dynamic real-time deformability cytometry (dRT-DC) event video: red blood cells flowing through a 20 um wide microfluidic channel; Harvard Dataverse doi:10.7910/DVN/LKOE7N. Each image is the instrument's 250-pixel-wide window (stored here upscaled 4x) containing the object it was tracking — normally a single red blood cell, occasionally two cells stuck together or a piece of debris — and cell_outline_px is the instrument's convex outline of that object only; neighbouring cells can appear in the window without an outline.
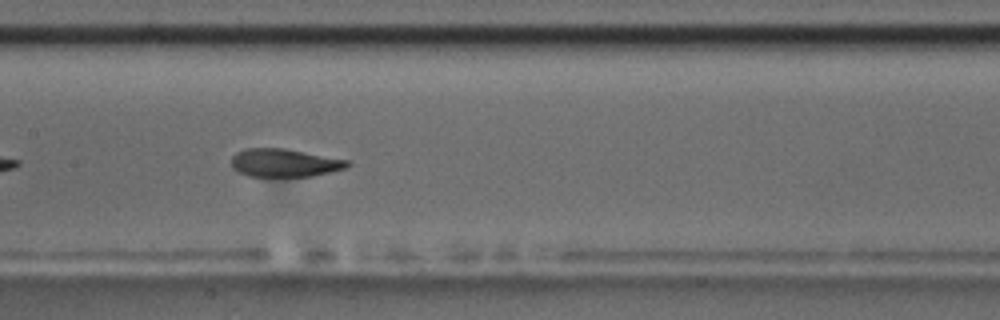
{"species": "common noctule bat (a hibernating species)", "species_latin": "Nyctalus noctula", "temperature_condition": "room temperature", "stored_images_in_passage": 6, "camera_frame_rate_fps": 3000, "um_per_image_px": 0.085, "animal": {"sex": "male", "body_mass_g": 17.5, "forearm_length_mm": 52.3}, "frame": {"image": 1, "passage_image": 5, "time_ms": 4.667, "image_size_px": [1000, 320], "cell_outline_px": [[352, 164], [344, 168], [312, 176], [248, 176], [232, 168], [232, 156], [236, 152], [244, 148], [284, 148], [348, 160]], "centroid_in_image_um": [24.15, 13.83], "position_along_channel_um": 183.3, "area_um2": 18.84}}
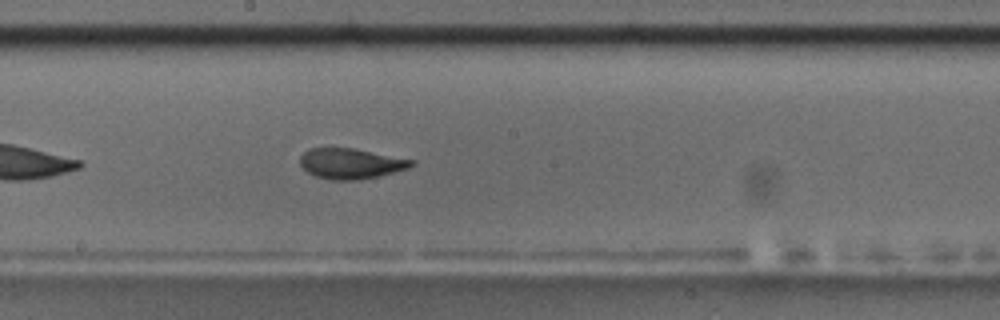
{"frame": {"image": 2, "passage_image": 6, "time_ms": 5.667, "image_size_px": [1000, 320], "cell_outline_px": [[416, 164], [408, 168], [360, 180], [332, 180], [316, 176], [308, 172], [300, 164], [300, 156], [308, 148], [352, 148], [416, 160]], "centroid_in_image_um": [29.82, 13.89], "position_along_channel_um": 218.4, "area_um2": 19.65}}